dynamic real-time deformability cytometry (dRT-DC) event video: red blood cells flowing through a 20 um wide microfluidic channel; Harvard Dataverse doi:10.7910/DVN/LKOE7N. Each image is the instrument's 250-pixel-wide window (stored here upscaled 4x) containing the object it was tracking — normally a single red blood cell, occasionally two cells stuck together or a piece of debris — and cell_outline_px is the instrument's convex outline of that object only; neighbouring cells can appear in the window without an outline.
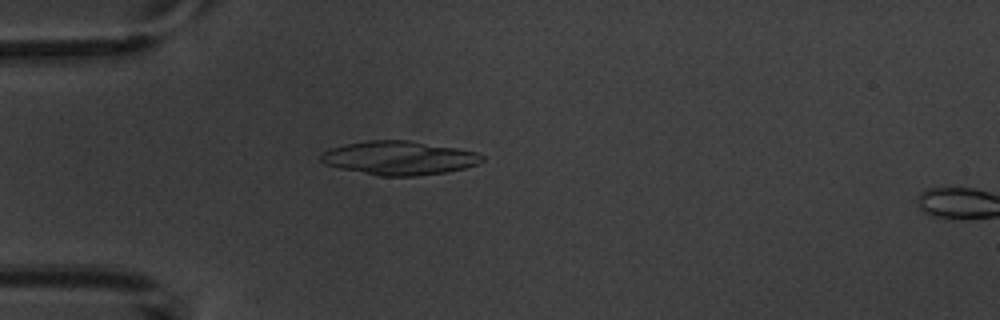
{"species": "common noctule bat (a hibernating species)", "species_latin": "Nyctalus noctula", "temperature_condition": "warm", "stored_images_in_passage": 6, "camera_frame_rate_fps": 3000, "um_per_image_px": 0.085, "animal": {"sex": "male", "body_mass_g": 20.1, "forearm_length_mm": 53.5}, "frame": {"image": 1, "passage_image": 5, "time_ms": 4.667, "image_size_px": [1000, 320], "cell_outline_px": [[484, 160], [476, 164], [464, 168], [444, 172], [416, 176], [380, 176], [340, 168], [324, 164], [320, 160], [320, 156], [324, 152], [332, 148], [344, 144], [368, 140], [408, 140], [456, 148], [476, 152], [484, 156]], "centroid_in_image_um": [33.91, 13.42], "position_along_channel_um": 51.1, "area_um2": 31.5}}